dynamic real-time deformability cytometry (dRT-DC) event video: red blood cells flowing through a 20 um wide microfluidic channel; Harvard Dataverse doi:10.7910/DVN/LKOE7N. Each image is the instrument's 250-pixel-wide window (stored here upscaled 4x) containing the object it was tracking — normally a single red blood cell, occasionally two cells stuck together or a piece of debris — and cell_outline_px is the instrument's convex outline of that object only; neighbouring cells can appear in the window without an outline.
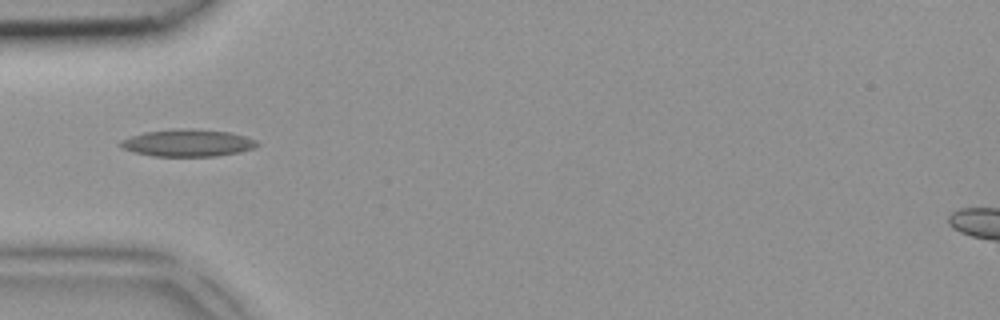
{"species": "common noctule bat (a hibernating species)", "species_latin": "Nyctalus noctula", "temperature_condition": "room temperature", "stored_images_in_passage": 4, "camera_frame_rate_fps": 3000, "um_per_image_px": 0.085, "animal": {"sex": "female", "body_mass_g": 18.4}, "frame": {"image": 1, "passage_image": 2, "time_ms": 0.333, "image_size_px": [1000, 320], "cell_outline_px": [[260, 144], [252, 148], [240, 152], [216, 156], [152, 156], [120, 148], [116, 144], [120, 140], [144, 132], [176, 128], [228, 132], [244, 136], [256, 140]], "centroid_in_image_um": [15.9, 12.15], "position_along_channel_um": 69.1, "area_um2": 21.5}}